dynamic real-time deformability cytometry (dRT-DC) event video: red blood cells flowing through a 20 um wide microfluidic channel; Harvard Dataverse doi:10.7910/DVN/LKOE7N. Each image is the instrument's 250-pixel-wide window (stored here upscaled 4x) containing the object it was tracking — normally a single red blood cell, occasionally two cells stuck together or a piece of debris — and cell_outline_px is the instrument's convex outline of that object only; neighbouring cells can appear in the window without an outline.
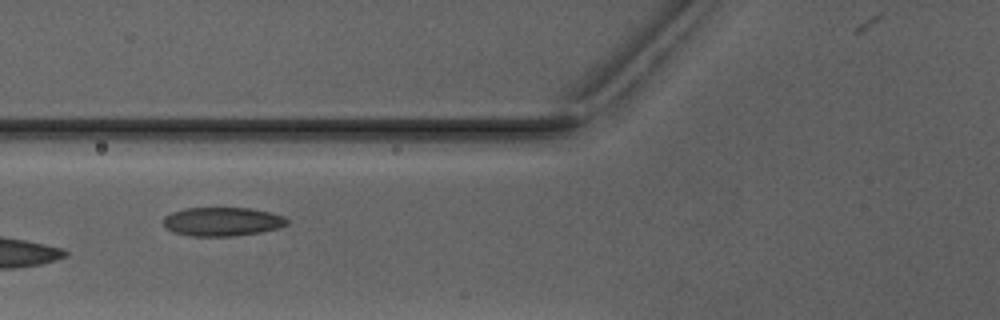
{"species": "Egyptian fruit bat (a non-hibernating species)", "species_latin": "Rousettus aegyptiacus", "temperature_condition": "warm", "stored_images_in_passage": 3, "camera_frame_rate_fps": 3000, "um_per_image_px": 0.085, "animal": {"sex": "male"}, "frame": {"image": 1, "passage_image": 3, "time_ms": 2.333, "image_size_px": [1000, 320], "cell_outline_px": [[288, 224], [280, 228], [260, 232], [232, 236], [192, 236], [172, 232], [164, 224], [164, 216], [172, 212], [184, 208], [248, 208], [268, 212], [284, 216], [288, 220]], "centroid_in_image_um": [18.9, 18.84], "position_along_channel_um": 106.9, "area_um2": 20.69}}